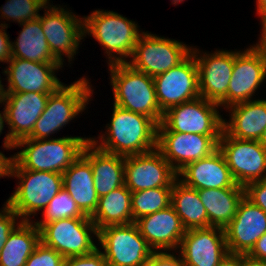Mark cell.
<instances>
[{
	"mask_svg": "<svg viewBox=\"0 0 266 266\" xmlns=\"http://www.w3.org/2000/svg\"><path fill=\"white\" fill-rule=\"evenodd\" d=\"M158 124L150 117L113 104L112 118L106 132L90 137L98 149L116 155L129 156L149 152L157 146ZM99 142V143H98Z\"/></svg>",
	"mask_w": 266,
	"mask_h": 266,
	"instance_id": "cell-1",
	"label": "cell"
},
{
	"mask_svg": "<svg viewBox=\"0 0 266 266\" xmlns=\"http://www.w3.org/2000/svg\"><path fill=\"white\" fill-rule=\"evenodd\" d=\"M90 138L67 136L50 139L23 138L13 148L23 150L13 160L23 169L62 174L82 154Z\"/></svg>",
	"mask_w": 266,
	"mask_h": 266,
	"instance_id": "cell-2",
	"label": "cell"
},
{
	"mask_svg": "<svg viewBox=\"0 0 266 266\" xmlns=\"http://www.w3.org/2000/svg\"><path fill=\"white\" fill-rule=\"evenodd\" d=\"M84 37L92 36L103 46L108 57V66L128 63L135 45L143 33L138 25L113 11L95 10L88 16H83Z\"/></svg>",
	"mask_w": 266,
	"mask_h": 266,
	"instance_id": "cell-3",
	"label": "cell"
},
{
	"mask_svg": "<svg viewBox=\"0 0 266 266\" xmlns=\"http://www.w3.org/2000/svg\"><path fill=\"white\" fill-rule=\"evenodd\" d=\"M114 104L152 118L158 125L163 112L159 108L153 77L128 63L109 65Z\"/></svg>",
	"mask_w": 266,
	"mask_h": 266,
	"instance_id": "cell-4",
	"label": "cell"
},
{
	"mask_svg": "<svg viewBox=\"0 0 266 266\" xmlns=\"http://www.w3.org/2000/svg\"><path fill=\"white\" fill-rule=\"evenodd\" d=\"M90 83L85 76L70 85L62 84L51 93L43 113L27 138L49 139L51 134L63 129L79 113L86 110L94 91Z\"/></svg>",
	"mask_w": 266,
	"mask_h": 266,
	"instance_id": "cell-5",
	"label": "cell"
},
{
	"mask_svg": "<svg viewBox=\"0 0 266 266\" xmlns=\"http://www.w3.org/2000/svg\"><path fill=\"white\" fill-rule=\"evenodd\" d=\"M10 177H16L20 181L5 203L15 211L21 221H32L30 216L44 210L63 189L62 174L23 169L14 160Z\"/></svg>",
	"mask_w": 266,
	"mask_h": 266,
	"instance_id": "cell-6",
	"label": "cell"
},
{
	"mask_svg": "<svg viewBox=\"0 0 266 266\" xmlns=\"http://www.w3.org/2000/svg\"><path fill=\"white\" fill-rule=\"evenodd\" d=\"M218 103L201 96L175 105L163 113L157 132L195 133L206 136H221L223 118L217 110Z\"/></svg>",
	"mask_w": 266,
	"mask_h": 266,
	"instance_id": "cell-7",
	"label": "cell"
},
{
	"mask_svg": "<svg viewBox=\"0 0 266 266\" xmlns=\"http://www.w3.org/2000/svg\"><path fill=\"white\" fill-rule=\"evenodd\" d=\"M97 239L108 266H145L154 253L135 222L106 226Z\"/></svg>",
	"mask_w": 266,
	"mask_h": 266,
	"instance_id": "cell-8",
	"label": "cell"
},
{
	"mask_svg": "<svg viewBox=\"0 0 266 266\" xmlns=\"http://www.w3.org/2000/svg\"><path fill=\"white\" fill-rule=\"evenodd\" d=\"M191 51L192 46L183 42L143 31L128 64L154 77L179 65Z\"/></svg>",
	"mask_w": 266,
	"mask_h": 266,
	"instance_id": "cell-9",
	"label": "cell"
},
{
	"mask_svg": "<svg viewBox=\"0 0 266 266\" xmlns=\"http://www.w3.org/2000/svg\"><path fill=\"white\" fill-rule=\"evenodd\" d=\"M39 231L40 242L64 258L87 255L98 248L92 239L98 231L91 218L60 219L43 225Z\"/></svg>",
	"mask_w": 266,
	"mask_h": 266,
	"instance_id": "cell-10",
	"label": "cell"
},
{
	"mask_svg": "<svg viewBox=\"0 0 266 266\" xmlns=\"http://www.w3.org/2000/svg\"><path fill=\"white\" fill-rule=\"evenodd\" d=\"M44 12L39 19L52 54L62 64L65 60L64 55L68 62L74 60L79 44L84 38L83 17L74 15L75 13L64 7L50 5V2L44 8Z\"/></svg>",
	"mask_w": 266,
	"mask_h": 266,
	"instance_id": "cell-11",
	"label": "cell"
},
{
	"mask_svg": "<svg viewBox=\"0 0 266 266\" xmlns=\"http://www.w3.org/2000/svg\"><path fill=\"white\" fill-rule=\"evenodd\" d=\"M218 149L238 185L266 179V150L258 140H240L222 131Z\"/></svg>",
	"mask_w": 266,
	"mask_h": 266,
	"instance_id": "cell-12",
	"label": "cell"
},
{
	"mask_svg": "<svg viewBox=\"0 0 266 266\" xmlns=\"http://www.w3.org/2000/svg\"><path fill=\"white\" fill-rule=\"evenodd\" d=\"M50 94L4 93L0 104L5 105L6 124L9 132L5 135L3 147L14 150L13 145L27 138L33 131L38 118L43 113Z\"/></svg>",
	"mask_w": 266,
	"mask_h": 266,
	"instance_id": "cell-13",
	"label": "cell"
},
{
	"mask_svg": "<svg viewBox=\"0 0 266 266\" xmlns=\"http://www.w3.org/2000/svg\"><path fill=\"white\" fill-rule=\"evenodd\" d=\"M266 79V59L251 45L234 51V65L227 95L218 103L220 108L253 100V95Z\"/></svg>",
	"mask_w": 266,
	"mask_h": 266,
	"instance_id": "cell-14",
	"label": "cell"
},
{
	"mask_svg": "<svg viewBox=\"0 0 266 266\" xmlns=\"http://www.w3.org/2000/svg\"><path fill=\"white\" fill-rule=\"evenodd\" d=\"M153 79L159 108L163 113L200 96L198 68L192 53L179 65Z\"/></svg>",
	"mask_w": 266,
	"mask_h": 266,
	"instance_id": "cell-15",
	"label": "cell"
},
{
	"mask_svg": "<svg viewBox=\"0 0 266 266\" xmlns=\"http://www.w3.org/2000/svg\"><path fill=\"white\" fill-rule=\"evenodd\" d=\"M7 64L2 72L8 76L4 93L51 94L64 84L55 74L63 68L62 63H39L12 57Z\"/></svg>",
	"mask_w": 266,
	"mask_h": 266,
	"instance_id": "cell-16",
	"label": "cell"
},
{
	"mask_svg": "<svg viewBox=\"0 0 266 266\" xmlns=\"http://www.w3.org/2000/svg\"><path fill=\"white\" fill-rule=\"evenodd\" d=\"M178 173L155 148L125 156L124 184L131 192L157 187H172Z\"/></svg>",
	"mask_w": 266,
	"mask_h": 266,
	"instance_id": "cell-17",
	"label": "cell"
},
{
	"mask_svg": "<svg viewBox=\"0 0 266 266\" xmlns=\"http://www.w3.org/2000/svg\"><path fill=\"white\" fill-rule=\"evenodd\" d=\"M220 136L195 133L157 132L156 148L178 173L188 163L211 155L218 149Z\"/></svg>",
	"mask_w": 266,
	"mask_h": 266,
	"instance_id": "cell-18",
	"label": "cell"
},
{
	"mask_svg": "<svg viewBox=\"0 0 266 266\" xmlns=\"http://www.w3.org/2000/svg\"><path fill=\"white\" fill-rule=\"evenodd\" d=\"M198 68L199 92L202 98L219 103L226 95L232 77L234 51L217 50L211 54L192 48Z\"/></svg>",
	"mask_w": 266,
	"mask_h": 266,
	"instance_id": "cell-19",
	"label": "cell"
},
{
	"mask_svg": "<svg viewBox=\"0 0 266 266\" xmlns=\"http://www.w3.org/2000/svg\"><path fill=\"white\" fill-rule=\"evenodd\" d=\"M178 250L185 266H218L228 253L225 231L212 226L188 229Z\"/></svg>",
	"mask_w": 266,
	"mask_h": 266,
	"instance_id": "cell-20",
	"label": "cell"
},
{
	"mask_svg": "<svg viewBox=\"0 0 266 266\" xmlns=\"http://www.w3.org/2000/svg\"><path fill=\"white\" fill-rule=\"evenodd\" d=\"M224 231L229 253L248 254L266 233V212L244 196Z\"/></svg>",
	"mask_w": 266,
	"mask_h": 266,
	"instance_id": "cell-21",
	"label": "cell"
},
{
	"mask_svg": "<svg viewBox=\"0 0 266 266\" xmlns=\"http://www.w3.org/2000/svg\"><path fill=\"white\" fill-rule=\"evenodd\" d=\"M135 223L154 252H162V250L178 252L186 229L172 205L144 216Z\"/></svg>",
	"mask_w": 266,
	"mask_h": 266,
	"instance_id": "cell-22",
	"label": "cell"
},
{
	"mask_svg": "<svg viewBox=\"0 0 266 266\" xmlns=\"http://www.w3.org/2000/svg\"><path fill=\"white\" fill-rule=\"evenodd\" d=\"M178 179L194 189L244 188L238 185L217 149L211 155L188 163L178 172Z\"/></svg>",
	"mask_w": 266,
	"mask_h": 266,
	"instance_id": "cell-23",
	"label": "cell"
},
{
	"mask_svg": "<svg viewBox=\"0 0 266 266\" xmlns=\"http://www.w3.org/2000/svg\"><path fill=\"white\" fill-rule=\"evenodd\" d=\"M230 119H223V131L240 140H259L266 129V99L240 102L226 108ZM226 120V121H225Z\"/></svg>",
	"mask_w": 266,
	"mask_h": 266,
	"instance_id": "cell-24",
	"label": "cell"
},
{
	"mask_svg": "<svg viewBox=\"0 0 266 266\" xmlns=\"http://www.w3.org/2000/svg\"><path fill=\"white\" fill-rule=\"evenodd\" d=\"M81 155L91 164L98 197L124 185L125 156L104 152L90 141Z\"/></svg>",
	"mask_w": 266,
	"mask_h": 266,
	"instance_id": "cell-25",
	"label": "cell"
},
{
	"mask_svg": "<svg viewBox=\"0 0 266 266\" xmlns=\"http://www.w3.org/2000/svg\"><path fill=\"white\" fill-rule=\"evenodd\" d=\"M63 188L79 209L91 217L97 209V196L91 164L81 155L62 173Z\"/></svg>",
	"mask_w": 266,
	"mask_h": 266,
	"instance_id": "cell-26",
	"label": "cell"
},
{
	"mask_svg": "<svg viewBox=\"0 0 266 266\" xmlns=\"http://www.w3.org/2000/svg\"><path fill=\"white\" fill-rule=\"evenodd\" d=\"M198 194L207 211L208 227L225 228L234 218L244 188L199 189Z\"/></svg>",
	"mask_w": 266,
	"mask_h": 266,
	"instance_id": "cell-27",
	"label": "cell"
},
{
	"mask_svg": "<svg viewBox=\"0 0 266 266\" xmlns=\"http://www.w3.org/2000/svg\"><path fill=\"white\" fill-rule=\"evenodd\" d=\"M22 30L12 44V57L39 63H61L51 52L40 19L20 24Z\"/></svg>",
	"mask_w": 266,
	"mask_h": 266,
	"instance_id": "cell-28",
	"label": "cell"
},
{
	"mask_svg": "<svg viewBox=\"0 0 266 266\" xmlns=\"http://www.w3.org/2000/svg\"><path fill=\"white\" fill-rule=\"evenodd\" d=\"M131 194L124 184L99 197L97 209L90 217L97 231L110 225L133 223Z\"/></svg>",
	"mask_w": 266,
	"mask_h": 266,
	"instance_id": "cell-29",
	"label": "cell"
},
{
	"mask_svg": "<svg viewBox=\"0 0 266 266\" xmlns=\"http://www.w3.org/2000/svg\"><path fill=\"white\" fill-rule=\"evenodd\" d=\"M40 243V231L33 221H22L9 235L0 252V266H25Z\"/></svg>",
	"mask_w": 266,
	"mask_h": 266,
	"instance_id": "cell-30",
	"label": "cell"
},
{
	"mask_svg": "<svg viewBox=\"0 0 266 266\" xmlns=\"http://www.w3.org/2000/svg\"><path fill=\"white\" fill-rule=\"evenodd\" d=\"M171 205L186 230L208 227L207 211L200 200L198 190L186 186L178 178L171 189Z\"/></svg>",
	"mask_w": 266,
	"mask_h": 266,
	"instance_id": "cell-31",
	"label": "cell"
},
{
	"mask_svg": "<svg viewBox=\"0 0 266 266\" xmlns=\"http://www.w3.org/2000/svg\"><path fill=\"white\" fill-rule=\"evenodd\" d=\"M172 187H157L132 192L133 222L171 205Z\"/></svg>",
	"mask_w": 266,
	"mask_h": 266,
	"instance_id": "cell-32",
	"label": "cell"
},
{
	"mask_svg": "<svg viewBox=\"0 0 266 266\" xmlns=\"http://www.w3.org/2000/svg\"><path fill=\"white\" fill-rule=\"evenodd\" d=\"M43 220L33 222L38 229L47 223L65 218H90L77 206L70 194L63 188L42 211Z\"/></svg>",
	"mask_w": 266,
	"mask_h": 266,
	"instance_id": "cell-33",
	"label": "cell"
},
{
	"mask_svg": "<svg viewBox=\"0 0 266 266\" xmlns=\"http://www.w3.org/2000/svg\"><path fill=\"white\" fill-rule=\"evenodd\" d=\"M50 0H7L0 9V17L13 20L19 24L40 17L39 11L44 9Z\"/></svg>",
	"mask_w": 266,
	"mask_h": 266,
	"instance_id": "cell-34",
	"label": "cell"
},
{
	"mask_svg": "<svg viewBox=\"0 0 266 266\" xmlns=\"http://www.w3.org/2000/svg\"><path fill=\"white\" fill-rule=\"evenodd\" d=\"M65 258L41 242L29 256L25 266H63Z\"/></svg>",
	"mask_w": 266,
	"mask_h": 266,
	"instance_id": "cell-35",
	"label": "cell"
},
{
	"mask_svg": "<svg viewBox=\"0 0 266 266\" xmlns=\"http://www.w3.org/2000/svg\"><path fill=\"white\" fill-rule=\"evenodd\" d=\"M20 217L6 203L0 209V252L10 233L22 222Z\"/></svg>",
	"mask_w": 266,
	"mask_h": 266,
	"instance_id": "cell-36",
	"label": "cell"
},
{
	"mask_svg": "<svg viewBox=\"0 0 266 266\" xmlns=\"http://www.w3.org/2000/svg\"><path fill=\"white\" fill-rule=\"evenodd\" d=\"M63 266H108V263L101 249L96 248L87 255L65 258Z\"/></svg>",
	"mask_w": 266,
	"mask_h": 266,
	"instance_id": "cell-37",
	"label": "cell"
},
{
	"mask_svg": "<svg viewBox=\"0 0 266 266\" xmlns=\"http://www.w3.org/2000/svg\"><path fill=\"white\" fill-rule=\"evenodd\" d=\"M244 191L247 199L266 212V179L249 183Z\"/></svg>",
	"mask_w": 266,
	"mask_h": 266,
	"instance_id": "cell-38",
	"label": "cell"
},
{
	"mask_svg": "<svg viewBox=\"0 0 266 266\" xmlns=\"http://www.w3.org/2000/svg\"><path fill=\"white\" fill-rule=\"evenodd\" d=\"M178 256V257H177ZM145 266H185L180 255L173 252H154Z\"/></svg>",
	"mask_w": 266,
	"mask_h": 266,
	"instance_id": "cell-39",
	"label": "cell"
},
{
	"mask_svg": "<svg viewBox=\"0 0 266 266\" xmlns=\"http://www.w3.org/2000/svg\"><path fill=\"white\" fill-rule=\"evenodd\" d=\"M0 27V62L7 64L12 58V41H10V36L6 33L8 24L3 22Z\"/></svg>",
	"mask_w": 266,
	"mask_h": 266,
	"instance_id": "cell-40",
	"label": "cell"
},
{
	"mask_svg": "<svg viewBox=\"0 0 266 266\" xmlns=\"http://www.w3.org/2000/svg\"><path fill=\"white\" fill-rule=\"evenodd\" d=\"M248 254L256 259L266 260V233L260 236Z\"/></svg>",
	"mask_w": 266,
	"mask_h": 266,
	"instance_id": "cell-41",
	"label": "cell"
},
{
	"mask_svg": "<svg viewBox=\"0 0 266 266\" xmlns=\"http://www.w3.org/2000/svg\"><path fill=\"white\" fill-rule=\"evenodd\" d=\"M12 163H13V155L11 157H6L0 151V178L11 176Z\"/></svg>",
	"mask_w": 266,
	"mask_h": 266,
	"instance_id": "cell-42",
	"label": "cell"
},
{
	"mask_svg": "<svg viewBox=\"0 0 266 266\" xmlns=\"http://www.w3.org/2000/svg\"><path fill=\"white\" fill-rule=\"evenodd\" d=\"M218 266H242V254L228 252Z\"/></svg>",
	"mask_w": 266,
	"mask_h": 266,
	"instance_id": "cell-43",
	"label": "cell"
},
{
	"mask_svg": "<svg viewBox=\"0 0 266 266\" xmlns=\"http://www.w3.org/2000/svg\"><path fill=\"white\" fill-rule=\"evenodd\" d=\"M261 21V34L259 37V42L253 46L261 53V55L266 59V18H263Z\"/></svg>",
	"mask_w": 266,
	"mask_h": 266,
	"instance_id": "cell-44",
	"label": "cell"
},
{
	"mask_svg": "<svg viewBox=\"0 0 266 266\" xmlns=\"http://www.w3.org/2000/svg\"><path fill=\"white\" fill-rule=\"evenodd\" d=\"M242 266H266V260L253 258L249 254H242Z\"/></svg>",
	"mask_w": 266,
	"mask_h": 266,
	"instance_id": "cell-45",
	"label": "cell"
},
{
	"mask_svg": "<svg viewBox=\"0 0 266 266\" xmlns=\"http://www.w3.org/2000/svg\"><path fill=\"white\" fill-rule=\"evenodd\" d=\"M257 14L260 19L266 18V0H256Z\"/></svg>",
	"mask_w": 266,
	"mask_h": 266,
	"instance_id": "cell-46",
	"label": "cell"
},
{
	"mask_svg": "<svg viewBox=\"0 0 266 266\" xmlns=\"http://www.w3.org/2000/svg\"><path fill=\"white\" fill-rule=\"evenodd\" d=\"M4 110L2 111V113H1V111H0V135L2 134V131L4 130V125H6V124H4L5 122H6V113H5V108H3Z\"/></svg>",
	"mask_w": 266,
	"mask_h": 266,
	"instance_id": "cell-47",
	"label": "cell"
},
{
	"mask_svg": "<svg viewBox=\"0 0 266 266\" xmlns=\"http://www.w3.org/2000/svg\"><path fill=\"white\" fill-rule=\"evenodd\" d=\"M258 141L261 144V146L266 150V129L263 131V134Z\"/></svg>",
	"mask_w": 266,
	"mask_h": 266,
	"instance_id": "cell-48",
	"label": "cell"
},
{
	"mask_svg": "<svg viewBox=\"0 0 266 266\" xmlns=\"http://www.w3.org/2000/svg\"><path fill=\"white\" fill-rule=\"evenodd\" d=\"M1 81H2V80H1V76H0V103H1L2 98H3V96H4V85L2 84Z\"/></svg>",
	"mask_w": 266,
	"mask_h": 266,
	"instance_id": "cell-49",
	"label": "cell"
},
{
	"mask_svg": "<svg viewBox=\"0 0 266 266\" xmlns=\"http://www.w3.org/2000/svg\"><path fill=\"white\" fill-rule=\"evenodd\" d=\"M184 0H172V4L177 5L178 3H182Z\"/></svg>",
	"mask_w": 266,
	"mask_h": 266,
	"instance_id": "cell-50",
	"label": "cell"
}]
</instances>
